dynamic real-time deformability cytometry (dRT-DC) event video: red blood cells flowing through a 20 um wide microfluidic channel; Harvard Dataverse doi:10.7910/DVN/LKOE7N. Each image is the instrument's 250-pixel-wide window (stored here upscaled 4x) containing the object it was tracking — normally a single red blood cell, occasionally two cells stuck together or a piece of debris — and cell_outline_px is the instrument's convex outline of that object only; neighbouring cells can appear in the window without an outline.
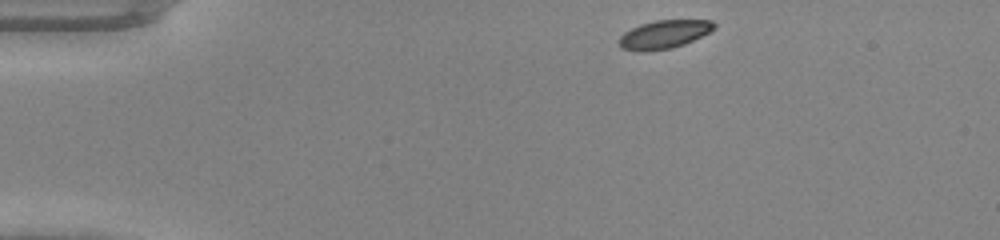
{"species": "common noctule bat (a hibernating species)", "species_latin": "Nyctalus noctula", "temperature_condition": "warm", "stored_images_in_passage": 41, "camera_frame_rate_fps": 3000, "um_per_image_px": 0.085, "animal": {"sex": "male", "body_mass_g": 20.0, "forearm_length_mm": 53.3}, "frame": {"image": 1, "passage_image": 1, "time_ms": 0.0, "image_size_px": [1000, 240], "cell_outline_px": [[716, 28], [684, 44], [672, 48], [640, 52], [620, 48], [620, 36], [624, 32], [640, 24], [656, 20], [712, 20], [716, 24]], "centroid_in_image_um": [56.44, 2.92], "position_along_channel_um": 28.6, "area_um2": 15.61}}
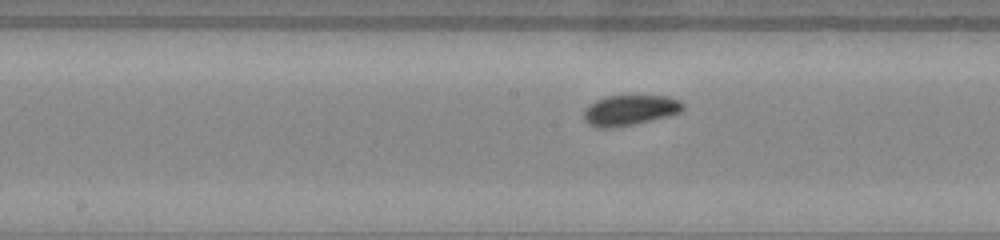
{"frame": {"image": 2, "passage_image": 18, "time_ms": 5.667, "image_size_px": [1000, 240], "cell_outline_px": [[684, 108], [680, 112], [632, 124], [612, 128], [596, 128], [588, 124], [584, 120], [584, 108], [588, 104], [596, 100], [608, 96], [668, 96], [680, 100], [684, 104]], "centroid_in_image_um": [53.48, 9.36], "position_along_channel_um": 194.7, "area_um2": 17.4}}
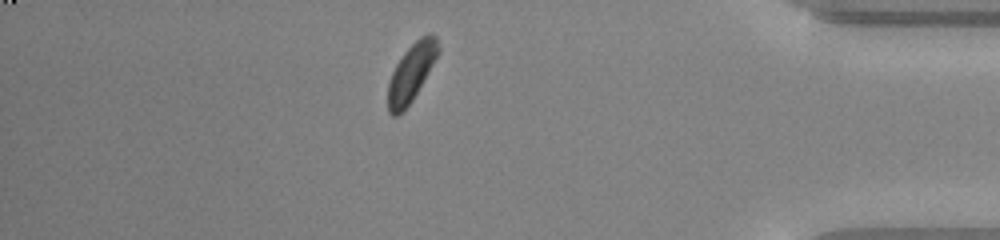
{"frame": {"image": 3, "passage_image": 35, "time_ms": 11.333, "image_size_px": [1000, 240], "cell_outline_px": [[440, 52], [412, 100], [396, 116], [392, 116], [388, 112], [388, 80], [396, 64], [404, 52], [420, 36], [428, 32], [432, 32], [436, 36], [440, 48]], "centroid_in_image_um": [34.97, 6.11], "position_along_channel_um": 400.2, "area_um2": 16.82}}